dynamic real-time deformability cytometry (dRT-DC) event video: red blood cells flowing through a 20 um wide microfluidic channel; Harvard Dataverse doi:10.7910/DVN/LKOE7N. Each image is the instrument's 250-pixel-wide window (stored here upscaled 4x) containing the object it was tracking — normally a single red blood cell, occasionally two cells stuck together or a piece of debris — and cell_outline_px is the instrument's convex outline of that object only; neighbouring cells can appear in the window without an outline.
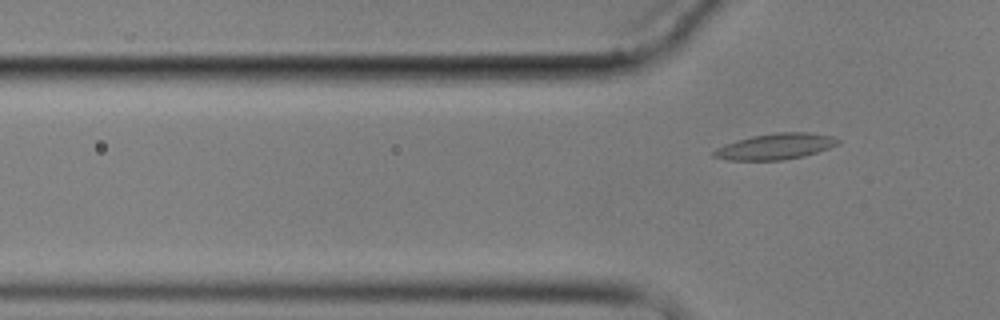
{"species": "common noctule bat (a hibernating species)", "species_latin": "Nyctalus noctula", "temperature_condition": "cold", "stored_images_in_passage": 6, "segment_of_instrument_passage": [2, 2], "camera_frame_rate_fps": 3000, "um_per_image_px": 0.085, "animal": {"sex": "male", "body_mass_g": 17.9}, "frame": {"image": 1, "passage_image": 6, "time_ms": 7.0, "image_size_px": [1000, 320], "cell_outline_px": [[840, 144], [804, 156], [784, 160], [728, 160], [712, 156], [712, 152], [716, 148], [724, 144], [736, 140], [752, 136], [776, 132], [808, 132], [832, 136], [840, 140]], "centroid_in_image_um": [65.9, 12.44], "position_along_channel_um": 59.9, "area_um2": 18.84}}